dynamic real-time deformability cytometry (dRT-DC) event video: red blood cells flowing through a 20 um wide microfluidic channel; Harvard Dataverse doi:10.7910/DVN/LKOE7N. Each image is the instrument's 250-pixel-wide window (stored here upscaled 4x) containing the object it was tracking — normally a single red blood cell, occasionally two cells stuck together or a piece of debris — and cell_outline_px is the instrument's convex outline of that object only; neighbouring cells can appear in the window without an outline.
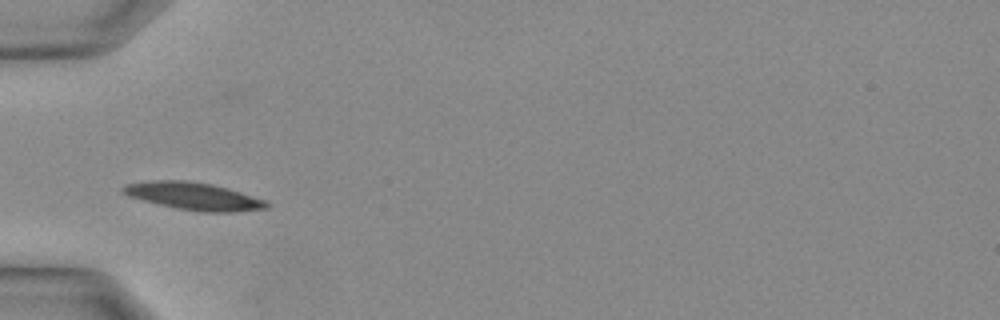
{"species": "Egyptian fruit bat (a non-hibernating species)", "species_latin": "Rousettus aegyptiacus", "temperature_condition": "warm", "stored_images_in_passage": 23, "camera_frame_rate_fps": 3000, "um_per_image_px": 0.085, "animal": {"sex": "female"}, "frame": {"image": 1, "passage_image": 1, "time_ms": 0.0, "image_size_px": [1000, 320], "cell_outline_px": [[268, 208], [232, 212], [204, 212], [176, 208], [128, 196], [120, 192], [120, 188], [124, 184], [148, 180], [188, 180], [212, 184], [228, 188], [264, 200], [268, 204]], "centroid_in_image_um": [16.39, 16.66], "position_along_channel_um": 68.6, "area_um2": 22.95}}
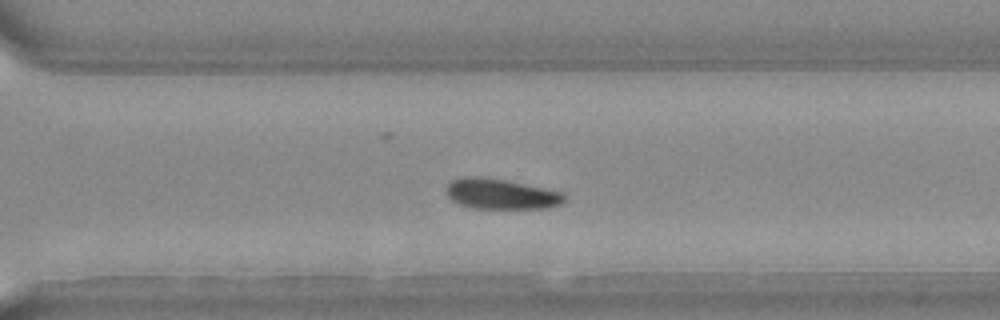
{"frame": {"image": 2, "passage_image": 14, "time_ms": 4.333, "image_size_px": [1000, 320], "cell_outline_px": [[564, 200], [560, 204], [544, 208], [472, 208], [460, 204], [452, 200], [444, 192], [448, 184], [452, 180], [460, 176], [480, 176], [504, 180], [564, 192]], "centroid_in_image_um": [42.53, 16.48], "position_along_channel_um": 328.1, "area_um2": 20.81}}
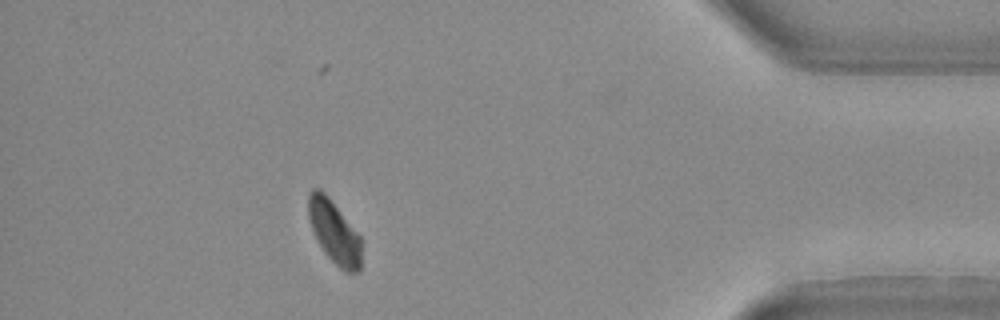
{"frame": {"image": 3, "passage_image": 20, "time_ms": 6.333, "image_size_px": [1000, 320], "cell_outline_px": [[360, 272], [344, 272], [324, 252], [312, 228], [308, 216], [308, 196], [312, 188], [320, 188], [328, 196], [360, 236]], "centroid_in_image_um": [28.4, 19.7], "position_along_channel_um": 406.8, "area_um2": 19.07}}